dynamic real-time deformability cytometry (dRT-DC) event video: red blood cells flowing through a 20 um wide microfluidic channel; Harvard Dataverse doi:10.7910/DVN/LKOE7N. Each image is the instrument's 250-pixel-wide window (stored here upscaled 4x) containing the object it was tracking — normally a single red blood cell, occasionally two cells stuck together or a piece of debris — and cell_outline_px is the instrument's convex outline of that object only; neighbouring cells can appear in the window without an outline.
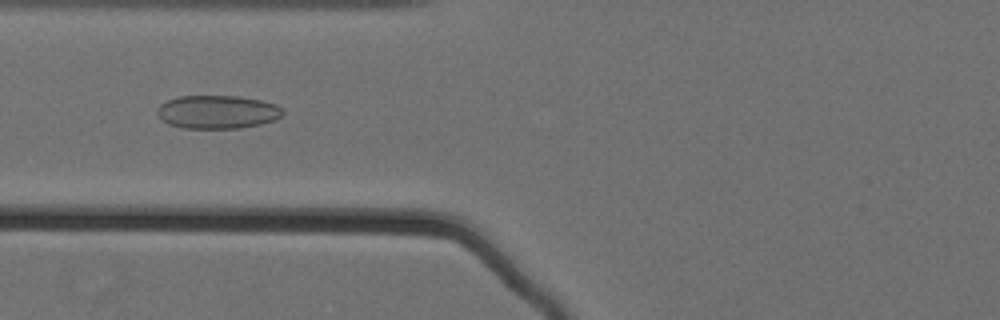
{"species": "Egyptian fruit bat (a non-hibernating species)", "species_latin": "Rousettus aegyptiacus", "temperature_condition": "cold", "stored_images_in_passage": 61, "camera_frame_rate_fps": 3000, "um_per_image_px": 0.085, "animal": {"sex": "female"}, "frame": {"image": 1, "passage_image": 29, "time_ms": 9.333, "image_size_px": [1000, 320], "cell_outline_px": [[284, 112], [276, 120], [260, 124], [240, 128], [184, 128], [168, 124], [156, 112], [156, 108], [160, 104], [168, 100], [180, 96], [240, 96], [260, 100], [276, 104]], "centroid_in_image_um": [18.48, 9.51], "position_along_channel_um": 107.3, "area_um2": 24.33}}
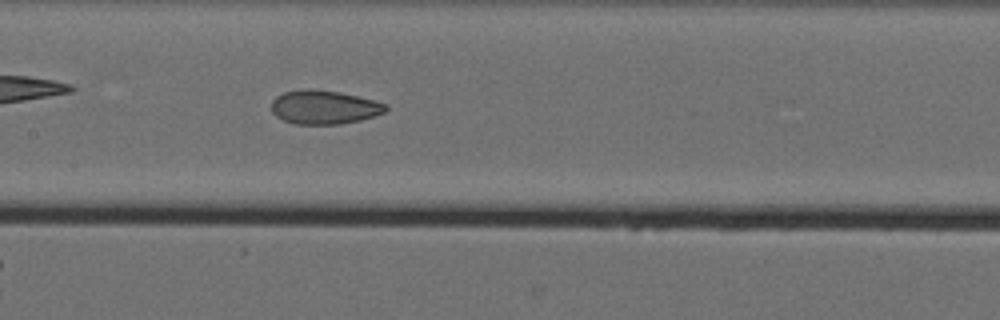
{"frame": {"image": 2, "passage_image": 35, "time_ms": 11.333, "image_size_px": [1000, 320], "cell_outline_px": [[388, 108], [384, 112], [376, 116], [360, 120], [340, 124], [296, 124], [284, 120], [276, 116], [272, 112], [272, 100], [276, 96], [284, 92], [304, 88], [312, 88], [340, 92], [388, 104]], "centroid_in_image_um": [27.55, 9.1], "position_along_channel_um": 179.9, "area_um2": 22.6}}
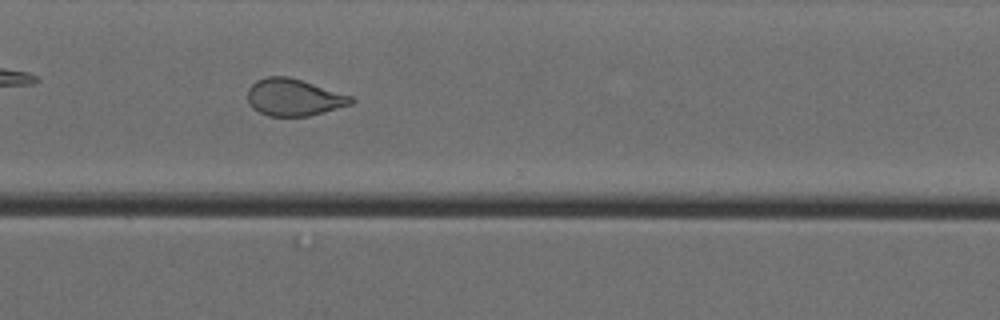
{"frame": {"image": 3, "passage_image": 49, "time_ms": 16.0, "image_size_px": [1000, 320], "cell_outline_px": [[356, 100], [352, 104], [308, 116], [268, 116], [252, 108], [248, 104], [248, 88], [256, 80], [268, 76], [288, 76], [352, 96]], "centroid_in_image_um": [24.95, 8.27], "position_along_channel_um": 345.6, "area_um2": 22.25}, "authors_computed_cell_mechanics": {"area_um2": 24.854, "velocity_mm_per_s": 3.5653, "shape_relaxation_time_tau1_ms": null, "shape_relaxation_time_tau2_ms": 1.8254, "deformation_change_tau1": null, "deformation_change_tau2": 0.0781}}